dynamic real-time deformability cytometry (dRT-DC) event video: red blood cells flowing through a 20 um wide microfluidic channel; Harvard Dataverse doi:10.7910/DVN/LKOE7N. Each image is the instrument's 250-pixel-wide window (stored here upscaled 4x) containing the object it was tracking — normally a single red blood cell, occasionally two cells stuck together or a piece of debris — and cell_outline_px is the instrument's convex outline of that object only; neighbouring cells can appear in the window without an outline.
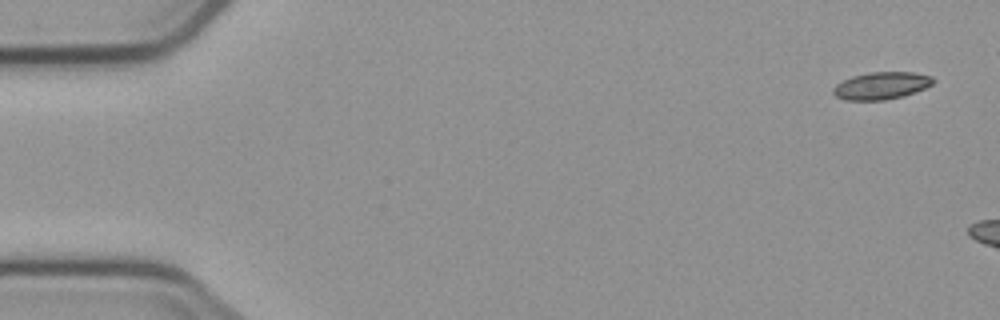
{"species": "common noctule bat (a hibernating species)", "species_latin": "Nyctalus noctula", "temperature_condition": "cold", "stored_images_in_passage": 3, "camera_frame_rate_fps": 3000, "um_per_image_px": 0.085, "animal": {"sex": "male", "body_mass_g": 23.1, "forearm_length_mm": 52.7}, "frame": {"image": 1, "passage_image": 1, "time_ms": 0.0, "image_size_px": [1000, 320], "cell_outline_px": [[936, 80], [932, 84], [924, 88], [904, 96], [884, 100], [848, 100], [836, 96], [832, 92], [832, 88], [836, 84], [852, 76], [868, 72], [912, 72], [932, 76]], "centroid_in_image_um": [74.92, 7.27], "position_along_channel_um": 10.1, "area_um2": 15.9}}